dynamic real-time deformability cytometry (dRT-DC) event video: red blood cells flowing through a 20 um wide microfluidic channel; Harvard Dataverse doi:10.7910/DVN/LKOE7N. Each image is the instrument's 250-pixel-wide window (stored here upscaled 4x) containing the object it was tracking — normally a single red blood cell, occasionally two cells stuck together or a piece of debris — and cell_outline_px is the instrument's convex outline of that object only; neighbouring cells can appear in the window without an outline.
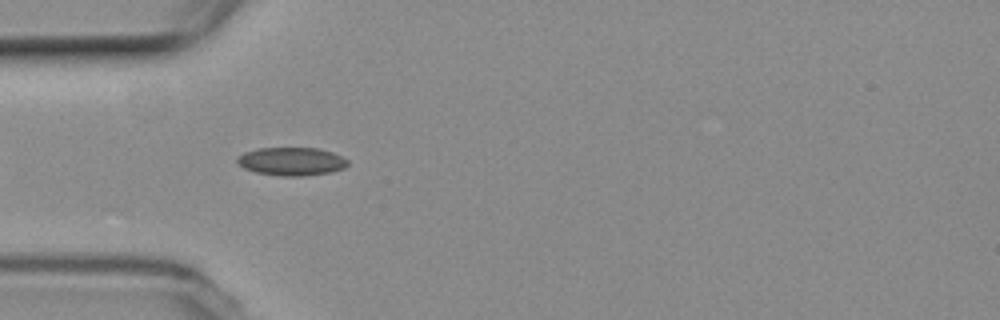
{"species": "common noctule bat (a hibernating species)", "species_latin": "Nyctalus noctula", "temperature_condition": "room temperature", "stored_images_in_passage": 13, "camera_frame_rate_fps": 3000, "um_per_image_px": 0.085, "animal": {"sex": "female", "body_mass_g": 19.3, "forearm_length_mm": 54.1}, "frame": {"image": 1, "passage_image": 4, "time_ms": 1.0, "image_size_px": [1000, 320], "cell_outline_px": [[348, 164], [344, 168], [332, 172], [304, 176], [280, 176], [256, 172], [244, 168], [236, 160], [236, 156], [244, 152], [260, 148], [316, 148], [332, 152], [348, 160]], "centroid_in_image_um": [24.77, 13.72], "position_along_channel_um": 60.2, "area_um2": 18.15}}
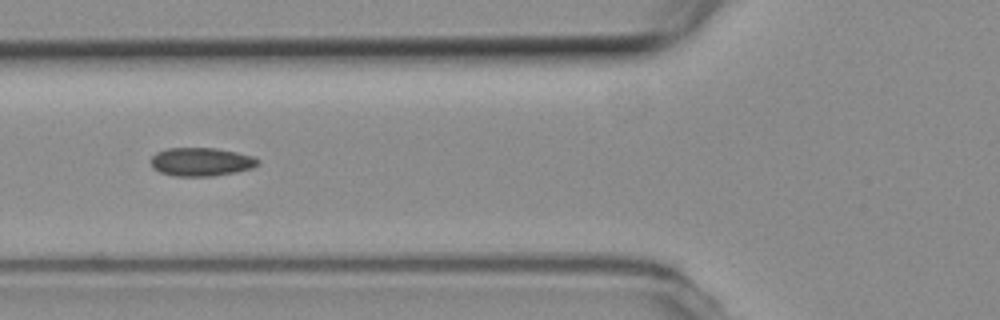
{"frame": {"image": 2, "passage_image": 8, "time_ms": 2.333, "image_size_px": [1000, 320], "cell_outline_px": [[260, 164], [252, 168], [236, 172], [212, 176], [172, 176], [160, 172], [152, 168], [152, 156], [156, 152], [168, 148], [212, 148], [236, 152], [252, 156], [260, 160]], "centroid_in_image_um": [17.1, 13.76], "position_along_channel_um": 108.7, "area_um2": 17.74}}
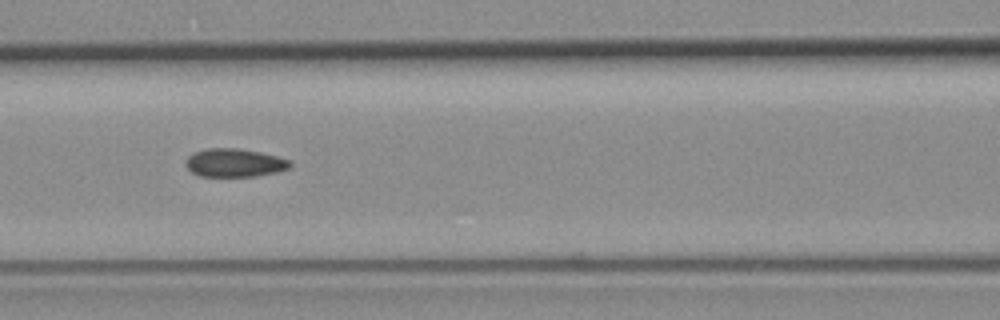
{"frame": {"image": 3, "passage_image": 11, "time_ms": 3.333, "image_size_px": [1000, 320], "cell_outline_px": [[292, 164], [288, 168], [276, 172], [256, 176], [200, 176], [192, 172], [184, 164], [188, 156], [196, 152], [208, 148], [236, 148], [260, 152], [292, 160]], "centroid_in_image_um": [19.94, 13.84], "position_along_channel_um": 146.7, "area_um2": 17.11}}